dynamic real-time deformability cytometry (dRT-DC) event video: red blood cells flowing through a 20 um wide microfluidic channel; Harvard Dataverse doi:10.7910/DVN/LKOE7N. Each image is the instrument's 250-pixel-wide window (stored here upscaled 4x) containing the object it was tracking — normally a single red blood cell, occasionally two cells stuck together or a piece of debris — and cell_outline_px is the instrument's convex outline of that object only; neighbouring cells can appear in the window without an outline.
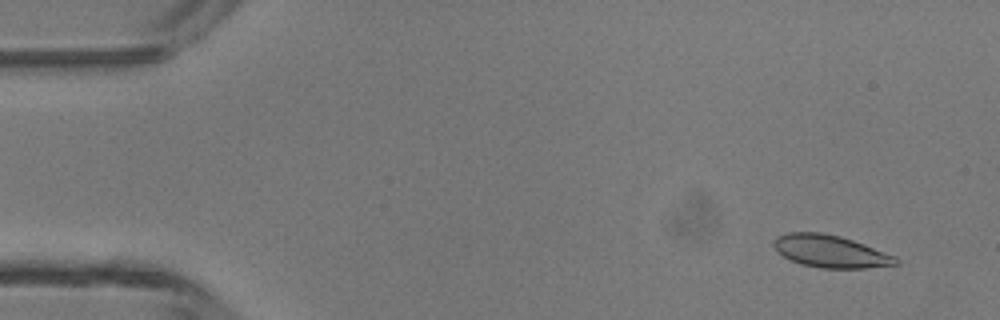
{"species": "common noctule bat (a hibernating species)", "species_latin": "Nyctalus noctula", "temperature_condition": "room temperature", "stored_images_in_passage": 48, "camera_frame_rate_fps": 3000, "um_per_image_px": 0.085, "animal": {"sex": "male", "body_mass_g": 13.3}, "frame": {"image": 1, "passage_image": 4, "time_ms": 1.0, "image_size_px": [1000, 320], "cell_outline_px": [[900, 264], [864, 268], [820, 268], [800, 264], [776, 252], [772, 244], [776, 236], [788, 232], [820, 232], [840, 236], [864, 244], [896, 256], [900, 260]], "centroid_in_image_um": [70.57, 21.36], "position_along_channel_um": 14.4, "area_um2": 23.18}}
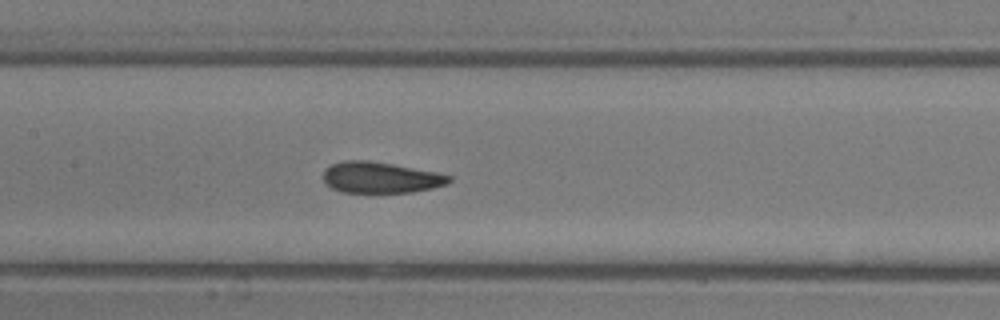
{"frame": {"image": 2, "passage_image": 23, "time_ms": 7.333, "image_size_px": [1000, 320], "cell_outline_px": [[452, 180], [448, 184], [432, 188], [412, 192], [340, 192], [332, 188], [324, 180], [324, 168], [332, 164], [344, 160], [368, 160], [392, 164], [436, 172], [452, 176]], "centroid_in_image_um": [32.36, 15.08], "position_along_channel_um": 175.0, "area_um2": 22.72}}
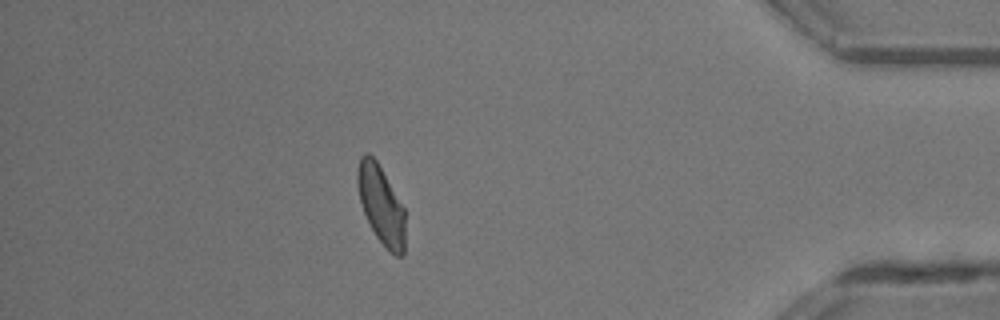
{"frame": {"image": 3, "passage_image": 42, "time_ms": 13.667, "image_size_px": [1000, 320], "cell_outline_px": [[404, 256], [396, 256], [376, 236], [364, 212], [360, 200], [356, 180], [356, 168], [360, 156], [364, 152], [368, 152], [376, 160], [404, 208]], "centroid_in_image_um": [32.36, 17.35], "position_along_channel_um": 402.8, "area_um2": 21.44}, "authors_computed_cell_mechanics": {"area_um2": 23.0911, "velocity_mm_per_s": 4.3269, "shape_relaxation_time_tau1_ms": 9.3376, "shape_relaxation_time_tau2_ms": 1.5335, "deformation_change_tau1": 0.2184, "deformation_change_tau2": 0.0848}}